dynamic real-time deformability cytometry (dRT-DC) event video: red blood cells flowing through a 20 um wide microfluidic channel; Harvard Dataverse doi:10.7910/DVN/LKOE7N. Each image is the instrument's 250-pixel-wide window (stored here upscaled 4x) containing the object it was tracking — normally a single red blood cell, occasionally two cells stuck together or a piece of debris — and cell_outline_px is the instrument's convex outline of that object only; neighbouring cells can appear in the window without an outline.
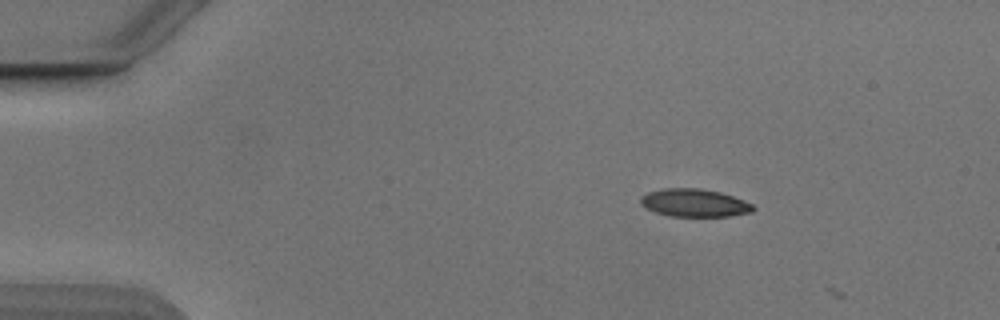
{"species": "Egyptian fruit bat (a non-hibernating species)", "species_latin": "Rousettus aegyptiacus", "temperature_condition": "cold", "stored_images_in_passage": 4, "camera_frame_rate_fps": 3000, "um_per_image_px": 0.085, "animal": {"sex": "male"}, "frame": {"image": 1, "passage_image": 2, "time_ms": 0.333, "image_size_px": [1000, 320], "cell_outline_px": [[756, 208], [752, 212], [728, 216], [668, 216], [656, 212], [640, 204], [640, 196], [648, 192], [664, 188], [700, 188], [720, 192], [744, 200], [752, 204]], "centroid_in_image_um": [59.02, 17.24], "position_along_channel_um": 26.0, "area_um2": 18.26}}